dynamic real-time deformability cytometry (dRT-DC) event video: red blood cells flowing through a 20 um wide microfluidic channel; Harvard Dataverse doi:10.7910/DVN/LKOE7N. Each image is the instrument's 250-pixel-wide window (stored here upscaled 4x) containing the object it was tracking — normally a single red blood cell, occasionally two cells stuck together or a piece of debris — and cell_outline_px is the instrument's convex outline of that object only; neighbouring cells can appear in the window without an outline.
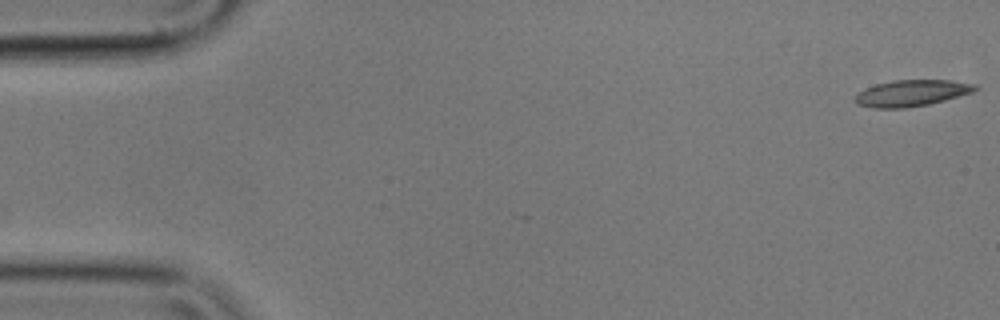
{"species": "common noctule bat (a hibernating species)", "species_latin": "Nyctalus noctula", "temperature_condition": "cold", "stored_images_in_passage": 6, "camera_frame_rate_fps": 3000, "um_per_image_px": 0.085, "animal": {"sex": "male", "body_mass_g": 17.9}, "frame": {"image": 1, "passage_image": 1, "time_ms": 0.0, "image_size_px": [1000, 320], "cell_outline_px": [[980, 88], [972, 92], [944, 100], [928, 104], [904, 108], [872, 108], [856, 104], [856, 96], [860, 92], [876, 84], [892, 80], [948, 80], [976, 84]], "centroid_in_image_um": [77.51, 7.91], "position_along_channel_um": 7.5, "area_um2": 18.21}}
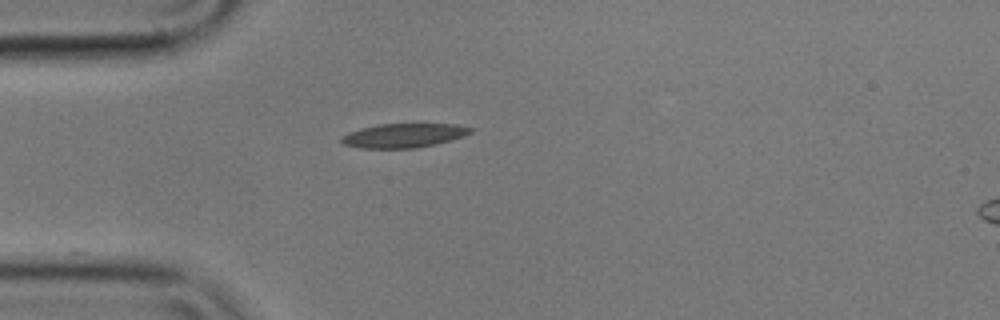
{"frame": {"image": 2, "passage_image": 5, "time_ms": 1.333, "image_size_px": [1000, 320], "cell_outline_px": [[472, 132], [464, 136], [452, 140], [436, 144], [416, 148], [360, 148], [344, 144], [340, 140], [340, 136], [348, 132], [360, 128], [380, 124], [456, 124], [472, 128]], "centroid_in_image_um": [34.3, 11.52], "position_along_channel_um": 50.7, "area_um2": 18.21}}